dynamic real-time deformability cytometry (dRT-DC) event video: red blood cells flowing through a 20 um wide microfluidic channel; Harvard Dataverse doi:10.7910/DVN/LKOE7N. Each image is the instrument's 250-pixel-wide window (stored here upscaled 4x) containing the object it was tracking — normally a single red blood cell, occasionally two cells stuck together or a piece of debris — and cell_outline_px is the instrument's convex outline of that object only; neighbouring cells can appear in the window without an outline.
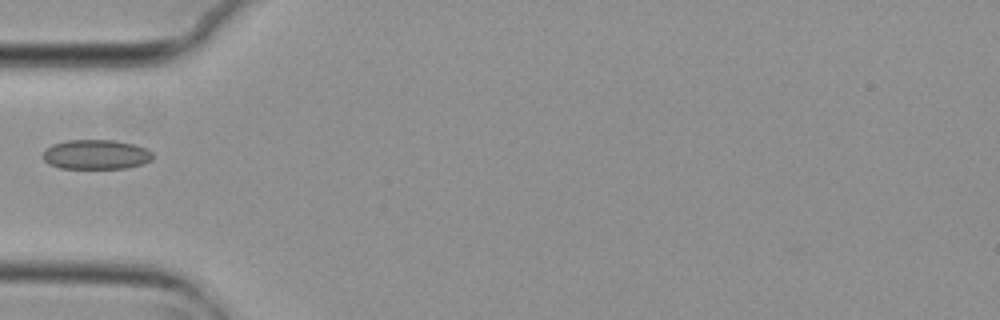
{"species": "common noctule bat (a hibernating species)", "species_latin": "Nyctalus noctula", "temperature_condition": "cold", "stored_images_in_passage": 7, "camera_frame_rate_fps": 3000, "um_per_image_px": 0.085, "animal": {"sex": "female", "body_mass_g": 29.2, "forearm_length_mm": 56.3}, "frame": {"image": 1, "passage_image": 1, "time_ms": 0.0, "image_size_px": [1000, 320], "cell_outline_px": [[152, 160], [144, 164], [128, 168], [60, 168], [48, 164], [44, 160], [44, 148], [52, 144], [68, 140], [116, 140], [136, 144], [152, 152]], "centroid_in_image_um": [8.17, 13.13], "position_along_channel_um": 76.8, "area_um2": 19.13}}